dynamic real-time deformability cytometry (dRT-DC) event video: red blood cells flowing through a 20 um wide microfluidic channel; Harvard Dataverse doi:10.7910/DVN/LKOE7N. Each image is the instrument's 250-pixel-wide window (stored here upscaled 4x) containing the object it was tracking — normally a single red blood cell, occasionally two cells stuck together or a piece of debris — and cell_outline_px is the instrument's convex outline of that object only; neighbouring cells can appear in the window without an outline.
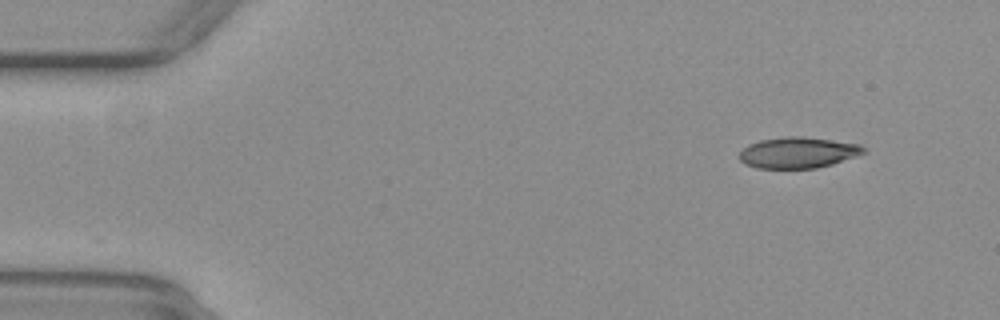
{"species": "common noctule bat (a hibernating species)", "species_latin": "Nyctalus noctula", "temperature_condition": "warm", "stored_images_in_passage": 53, "camera_frame_rate_fps": 3000, "um_per_image_px": 0.085, "animal": {"sex": "female", "body_mass_g": 29.2, "forearm_length_mm": 56.3}, "frame": {"image": 1, "passage_image": 5, "time_ms": 1.333, "image_size_px": [1000, 320], "cell_outline_px": [[868, 152], [832, 164], [816, 168], [756, 168], [744, 164], [736, 156], [748, 144], [760, 140], [788, 136], [800, 136], [832, 140], [860, 144]], "centroid_in_image_um": [67.81, 12.97], "position_along_channel_um": 17.2, "area_um2": 22.54}}
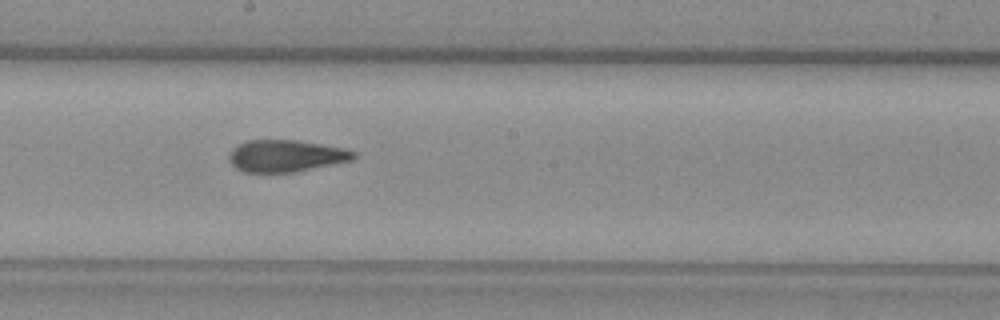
{"frame": {"image": 2, "passage_image": 29, "time_ms": 9.333, "image_size_px": [1000, 320], "cell_outline_px": [[356, 156], [352, 160], [296, 172], [244, 172], [236, 168], [228, 160], [228, 156], [232, 148], [248, 140], [296, 140], [344, 148], [356, 152]], "centroid_in_image_um": [24.29, 13.25], "position_along_channel_um": 223.9, "area_um2": 23.12}}
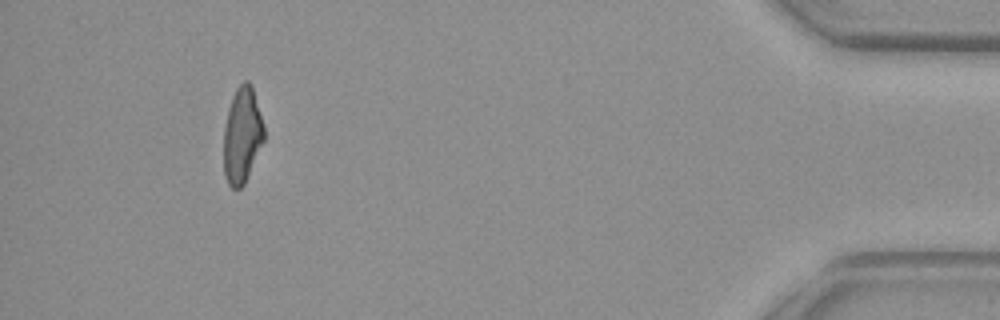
{"frame": {"image": 3, "passage_image": 49, "time_ms": 16.0, "image_size_px": [1000, 320], "cell_outline_px": [[264, 140], [244, 184], [240, 188], [232, 188], [228, 184], [224, 172], [224, 128], [228, 108], [232, 96], [236, 88], [244, 80], [248, 80], [252, 84], [264, 128]], "centroid_in_image_um": [20.57, 11.46], "position_along_channel_um": 414.6, "area_um2": 22.43}, "authors_computed_cell_mechanics": {"area_um2": 23.2934, "velocity_mm_per_s": 3.901, "shape_relaxation_time_tau1_ms": 10.7966, "shape_relaxation_time_tau2_ms": 2.161, "deformation_change_tau1": 0.2739, "deformation_change_tau2": 0.1041}}